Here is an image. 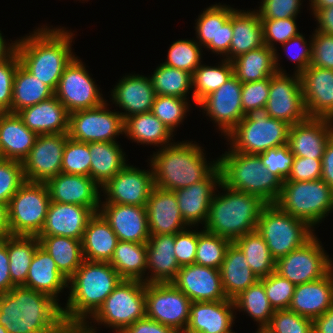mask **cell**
I'll return each instance as SVG.
<instances>
[{
    "instance_id": "1",
    "label": "cell",
    "mask_w": 333,
    "mask_h": 333,
    "mask_svg": "<svg viewBox=\"0 0 333 333\" xmlns=\"http://www.w3.org/2000/svg\"><path fill=\"white\" fill-rule=\"evenodd\" d=\"M122 280L109 262L84 259L68 279L70 294L65 307H62L66 325L69 328H81L85 333H96L97 327L87 319L98 311Z\"/></svg>"
},
{
    "instance_id": "2",
    "label": "cell",
    "mask_w": 333,
    "mask_h": 333,
    "mask_svg": "<svg viewBox=\"0 0 333 333\" xmlns=\"http://www.w3.org/2000/svg\"><path fill=\"white\" fill-rule=\"evenodd\" d=\"M0 324L8 333H64L69 328L54 298L24 286L0 294Z\"/></svg>"
},
{
    "instance_id": "3",
    "label": "cell",
    "mask_w": 333,
    "mask_h": 333,
    "mask_svg": "<svg viewBox=\"0 0 333 333\" xmlns=\"http://www.w3.org/2000/svg\"><path fill=\"white\" fill-rule=\"evenodd\" d=\"M73 36L64 27H38L29 36H23L16 42L20 64L55 91L65 67L75 57L71 48Z\"/></svg>"
},
{
    "instance_id": "4",
    "label": "cell",
    "mask_w": 333,
    "mask_h": 333,
    "mask_svg": "<svg viewBox=\"0 0 333 333\" xmlns=\"http://www.w3.org/2000/svg\"><path fill=\"white\" fill-rule=\"evenodd\" d=\"M193 141L174 142L150 157L154 185L176 191L205 180L217 167L218 159L207 162L204 149Z\"/></svg>"
},
{
    "instance_id": "5",
    "label": "cell",
    "mask_w": 333,
    "mask_h": 333,
    "mask_svg": "<svg viewBox=\"0 0 333 333\" xmlns=\"http://www.w3.org/2000/svg\"><path fill=\"white\" fill-rule=\"evenodd\" d=\"M224 193H215L208 211L204 230L230 240L256 231L263 208L267 205L261 198L226 187L218 186Z\"/></svg>"
},
{
    "instance_id": "6",
    "label": "cell",
    "mask_w": 333,
    "mask_h": 333,
    "mask_svg": "<svg viewBox=\"0 0 333 333\" xmlns=\"http://www.w3.org/2000/svg\"><path fill=\"white\" fill-rule=\"evenodd\" d=\"M217 159L223 185L258 196L267 204H275L283 182L267 171L259 155L228 148V152Z\"/></svg>"
},
{
    "instance_id": "7",
    "label": "cell",
    "mask_w": 333,
    "mask_h": 333,
    "mask_svg": "<svg viewBox=\"0 0 333 333\" xmlns=\"http://www.w3.org/2000/svg\"><path fill=\"white\" fill-rule=\"evenodd\" d=\"M289 129L288 123L270 117L266 107H261L245 113L224 138L233 151L258 155L288 144Z\"/></svg>"
},
{
    "instance_id": "8",
    "label": "cell",
    "mask_w": 333,
    "mask_h": 333,
    "mask_svg": "<svg viewBox=\"0 0 333 333\" xmlns=\"http://www.w3.org/2000/svg\"><path fill=\"white\" fill-rule=\"evenodd\" d=\"M275 204L314 229L333 212V190L322 179L284 181Z\"/></svg>"
},
{
    "instance_id": "9",
    "label": "cell",
    "mask_w": 333,
    "mask_h": 333,
    "mask_svg": "<svg viewBox=\"0 0 333 333\" xmlns=\"http://www.w3.org/2000/svg\"><path fill=\"white\" fill-rule=\"evenodd\" d=\"M256 230L265 240L275 261L302 247L315 235V229L276 204H267L263 208Z\"/></svg>"
},
{
    "instance_id": "10",
    "label": "cell",
    "mask_w": 333,
    "mask_h": 333,
    "mask_svg": "<svg viewBox=\"0 0 333 333\" xmlns=\"http://www.w3.org/2000/svg\"><path fill=\"white\" fill-rule=\"evenodd\" d=\"M50 203L45 183L25 181L7 205L10 235L38 236Z\"/></svg>"
},
{
    "instance_id": "11",
    "label": "cell",
    "mask_w": 333,
    "mask_h": 333,
    "mask_svg": "<svg viewBox=\"0 0 333 333\" xmlns=\"http://www.w3.org/2000/svg\"><path fill=\"white\" fill-rule=\"evenodd\" d=\"M145 284L138 280H122L89 320L111 327L116 333L125 331L146 316Z\"/></svg>"
},
{
    "instance_id": "12",
    "label": "cell",
    "mask_w": 333,
    "mask_h": 333,
    "mask_svg": "<svg viewBox=\"0 0 333 333\" xmlns=\"http://www.w3.org/2000/svg\"><path fill=\"white\" fill-rule=\"evenodd\" d=\"M314 235L302 247L277 259L275 272L295 286L325 277L333 269V260Z\"/></svg>"
},
{
    "instance_id": "13",
    "label": "cell",
    "mask_w": 333,
    "mask_h": 333,
    "mask_svg": "<svg viewBox=\"0 0 333 333\" xmlns=\"http://www.w3.org/2000/svg\"><path fill=\"white\" fill-rule=\"evenodd\" d=\"M192 301L174 284L146 283V316L177 333H184L187 327Z\"/></svg>"
},
{
    "instance_id": "14",
    "label": "cell",
    "mask_w": 333,
    "mask_h": 333,
    "mask_svg": "<svg viewBox=\"0 0 333 333\" xmlns=\"http://www.w3.org/2000/svg\"><path fill=\"white\" fill-rule=\"evenodd\" d=\"M103 104L74 111L69 114L68 137L78 142H117L115 137L124 134V119L119 111L113 112Z\"/></svg>"
},
{
    "instance_id": "15",
    "label": "cell",
    "mask_w": 333,
    "mask_h": 333,
    "mask_svg": "<svg viewBox=\"0 0 333 333\" xmlns=\"http://www.w3.org/2000/svg\"><path fill=\"white\" fill-rule=\"evenodd\" d=\"M81 59L74 57L65 67L64 72L54 91L56 98L65 106L69 113L91 109L103 104V94L95 84Z\"/></svg>"
},
{
    "instance_id": "16",
    "label": "cell",
    "mask_w": 333,
    "mask_h": 333,
    "mask_svg": "<svg viewBox=\"0 0 333 333\" xmlns=\"http://www.w3.org/2000/svg\"><path fill=\"white\" fill-rule=\"evenodd\" d=\"M266 109L268 115L284 121L290 126L308 118L299 74L276 72L270 77L269 98Z\"/></svg>"
},
{
    "instance_id": "17",
    "label": "cell",
    "mask_w": 333,
    "mask_h": 333,
    "mask_svg": "<svg viewBox=\"0 0 333 333\" xmlns=\"http://www.w3.org/2000/svg\"><path fill=\"white\" fill-rule=\"evenodd\" d=\"M68 133L40 134L29 155L22 161L25 181L46 183L61 173Z\"/></svg>"
},
{
    "instance_id": "18",
    "label": "cell",
    "mask_w": 333,
    "mask_h": 333,
    "mask_svg": "<svg viewBox=\"0 0 333 333\" xmlns=\"http://www.w3.org/2000/svg\"><path fill=\"white\" fill-rule=\"evenodd\" d=\"M153 187L152 168L141 170L127 164L101 187V191L106 195L103 194L101 196H104L106 201L104 200L100 203L146 206Z\"/></svg>"
},
{
    "instance_id": "19",
    "label": "cell",
    "mask_w": 333,
    "mask_h": 333,
    "mask_svg": "<svg viewBox=\"0 0 333 333\" xmlns=\"http://www.w3.org/2000/svg\"><path fill=\"white\" fill-rule=\"evenodd\" d=\"M236 9L216 3L203 10L198 15L195 23L197 43L201 47L219 54L221 57L229 53V47L233 37L232 13Z\"/></svg>"
},
{
    "instance_id": "20",
    "label": "cell",
    "mask_w": 333,
    "mask_h": 333,
    "mask_svg": "<svg viewBox=\"0 0 333 333\" xmlns=\"http://www.w3.org/2000/svg\"><path fill=\"white\" fill-rule=\"evenodd\" d=\"M242 83L233 75L226 83L206 96L198 105L225 137L245 116L241 103Z\"/></svg>"
},
{
    "instance_id": "21",
    "label": "cell",
    "mask_w": 333,
    "mask_h": 333,
    "mask_svg": "<svg viewBox=\"0 0 333 333\" xmlns=\"http://www.w3.org/2000/svg\"><path fill=\"white\" fill-rule=\"evenodd\" d=\"M192 302L228 299L224 293L219 269L196 263L181 266L171 282Z\"/></svg>"
},
{
    "instance_id": "22",
    "label": "cell",
    "mask_w": 333,
    "mask_h": 333,
    "mask_svg": "<svg viewBox=\"0 0 333 333\" xmlns=\"http://www.w3.org/2000/svg\"><path fill=\"white\" fill-rule=\"evenodd\" d=\"M45 184L52 202L82 205L99 212L101 187L90 177L59 173Z\"/></svg>"
},
{
    "instance_id": "23",
    "label": "cell",
    "mask_w": 333,
    "mask_h": 333,
    "mask_svg": "<svg viewBox=\"0 0 333 333\" xmlns=\"http://www.w3.org/2000/svg\"><path fill=\"white\" fill-rule=\"evenodd\" d=\"M99 213L109 223L119 241L148 242L150 232L145 206L100 203Z\"/></svg>"
},
{
    "instance_id": "24",
    "label": "cell",
    "mask_w": 333,
    "mask_h": 333,
    "mask_svg": "<svg viewBox=\"0 0 333 333\" xmlns=\"http://www.w3.org/2000/svg\"><path fill=\"white\" fill-rule=\"evenodd\" d=\"M333 136V120L308 117L290 126L288 145L297 157L322 159L327 142Z\"/></svg>"
},
{
    "instance_id": "25",
    "label": "cell",
    "mask_w": 333,
    "mask_h": 333,
    "mask_svg": "<svg viewBox=\"0 0 333 333\" xmlns=\"http://www.w3.org/2000/svg\"><path fill=\"white\" fill-rule=\"evenodd\" d=\"M300 77L308 117L333 120V70L310 65Z\"/></svg>"
},
{
    "instance_id": "26",
    "label": "cell",
    "mask_w": 333,
    "mask_h": 333,
    "mask_svg": "<svg viewBox=\"0 0 333 333\" xmlns=\"http://www.w3.org/2000/svg\"><path fill=\"white\" fill-rule=\"evenodd\" d=\"M150 235L175 234L190 227L183 219L174 191L154 185L146 202Z\"/></svg>"
},
{
    "instance_id": "27",
    "label": "cell",
    "mask_w": 333,
    "mask_h": 333,
    "mask_svg": "<svg viewBox=\"0 0 333 333\" xmlns=\"http://www.w3.org/2000/svg\"><path fill=\"white\" fill-rule=\"evenodd\" d=\"M220 183L221 174L217 167L205 180L174 191L180 213L191 229L200 223L205 225L211 200Z\"/></svg>"
},
{
    "instance_id": "28",
    "label": "cell",
    "mask_w": 333,
    "mask_h": 333,
    "mask_svg": "<svg viewBox=\"0 0 333 333\" xmlns=\"http://www.w3.org/2000/svg\"><path fill=\"white\" fill-rule=\"evenodd\" d=\"M111 101L122 108L123 119L132 115L151 112L156 97L150 76L125 75L111 91Z\"/></svg>"
},
{
    "instance_id": "29",
    "label": "cell",
    "mask_w": 333,
    "mask_h": 333,
    "mask_svg": "<svg viewBox=\"0 0 333 333\" xmlns=\"http://www.w3.org/2000/svg\"><path fill=\"white\" fill-rule=\"evenodd\" d=\"M233 299L192 302L184 333H228L235 323ZM235 312V313H234ZM235 314V315H234Z\"/></svg>"
},
{
    "instance_id": "30",
    "label": "cell",
    "mask_w": 333,
    "mask_h": 333,
    "mask_svg": "<svg viewBox=\"0 0 333 333\" xmlns=\"http://www.w3.org/2000/svg\"><path fill=\"white\" fill-rule=\"evenodd\" d=\"M94 214L89 207L51 201L38 236H64L82 240L88 220Z\"/></svg>"
},
{
    "instance_id": "31",
    "label": "cell",
    "mask_w": 333,
    "mask_h": 333,
    "mask_svg": "<svg viewBox=\"0 0 333 333\" xmlns=\"http://www.w3.org/2000/svg\"><path fill=\"white\" fill-rule=\"evenodd\" d=\"M333 305V269L318 280L296 285L288 309L314 320Z\"/></svg>"
},
{
    "instance_id": "32",
    "label": "cell",
    "mask_w": 333,
    "mask_h": 333,
    "mask_svg": "<svg viewBox=\"0 0 333 333\" xmlns=\"http://www.w3.org/2000/svg\"><path fill=\"white\" fill-rule=\"evenodd\" d=\"M69 114L55 95L17 112L23 123L37 135L68 133Z\"/></svg>"
},
{
    "instance_id": "33",
    "label": "cell",
    "mask_w": 333,
    "mask_h": 333,
    "mask_svg": "<svg viewBox=\"0 0 333 333\" xmlns=\"http://www.w3.org/2000/svg\"><path fill=\"white\" fill-rule=\"evenodd\" d=\"M146 244L149 271L146 283L172 282L181 268L174 252L175 234L150 235Z\"/></svg>"
},
{
    "instance_id": "34",
    "label": "cell",
    "mask_w": 333,
    "mask_h": 333,
    "mask_svg": "<svg viewBox=\"0 0 333 333\" xmlns=\"http://www.w3.org/2000/svg\"><path fill=\"white\" fill-rule=\"evenodd\" d=\"M38 135L31 131L17 113L0 112V151L2 158L22 162Z\"/></svg>"
},
{
    "instance_id": "35",
    "label": "cell",
    "mask_w": 333,
    "mask_h": 333,
    "mask_svg": "<svg viewBox=\"0 0 333 333\" xmlns=\"http://www.w3.org/2000/svg\"><path fill=\"white\" fill-rule=\"evenodd\" d=\"M23 286L43 292L59 302L58 295L68 287V279L58 270L55 261L47 251L39 245Z\"/></svg>"
},
{
    "instance_id": "36",
    "label": "cell",
    "mask_w": 333,
    "mask_h": 333,
    "mask_svg": "<svg viewBox=\"0 0 333 333\" xmlns=\"http://www.w3.org/2000/svg\"><path fill=\"white\" fill-rule=\"evenodd\" d=\"M233 37L229 53L225 56L232 61L237 56L264 45L263 27L259 13L255 10H236L232 13Z\"/></svg>"
},
{
    "instance_id": "37",
    "label": "cell",
    "mask_w": 333,
    "mask_h": 333,
    "mask_svg": "<svg viewBox=\"0 0 333 333\" xmlns=\"http://www.w3.org/2000/svg\"><path fill=\"white\" fill-rule=\"evenodd\" d=\"M118 237L98 212L89 220L82 238L83 258L89 261L110 262Z\"/></svg>"
},
{
    "instance_id": "38",
    "label": "cell",
    "mask_w": 333,
    "mask_h": 333,
    "mask_svg": "<svg viewBox=\"0 0 333 333\" xmlns=\"http://www.w3.org/2000/svg\"><path fill=\"white\" fill-rule=\"evenodd\" d=\"M219 271L224 293L229 299H234L259 280L250 269L244 253L234 243L228 247Z\"/></svg>"
},
{
    "instance_id": "39",
    "label": "cell",
    "mask_w": 333,
    "mask_h": 333,
    "mask_svg": "<svg viewBox=\"0 0 333 333\" xmlns=\"http://www.w3.org/2000/svg\"><path fill=\"white\" fill-rule=\"evenodd\" d=\"M88 145L89 177L102 187L127 165L126 154L118 142H91Z\"/></svg>"
},
{
    "instance_id": "40",
    "label": "cell",
    "mask_w": 333,
    "mask_h": 333,
    "mask_svg": "<svg viewBox=\"0 0 333 333\" xmlns=\"http://www.w3.org/2000/svg\"><path fill=\"white\" fill-rule=\"evenodd\" d=\"M124 134L140 144L163 148L174 142V135L152 112L132 115L124 119Z\"/></svg>"
},
{
    "instance_id": "41",
    "label": "cell",
    "mask_w": 333,
    "mask_h": 333,
    "mask_svg": "<svg viewBox=\"0 0 333 333\" xmlns=\"http://www.w3.org/2000/svg\"><path fill=\"white\" fill-rule=\"evenodd\" d=\"M231 62L233 75L241 83L261 81L277 72L275 51L266 45L241 54Z\"/></svg>"
},
{
    "instance_id": "42",
    "label": "cell",
    "mask_w": 333,
    "mask_h": 333,
    "mask_svg": "<svg viewBox=\"0 0 333 333\" xmlns=\"http://www.w3.org/2000/svg\"><path fill=\"white\" fill-rule=\"evenodd\" d=\"M109 264L123 280H138L146 283L147 244L118 241Z\"/></svg>"
},
{
    "instance_id": "43",
    "label": "cell",
    "mask_w": 333,
    "mask_h": 333,
    "mask_svg": "<svg viewBox=\"0 0 333 333\" xmlns=\"http://www.w3.org/2000/svg\"><path fill=\"white\" fill-rule=\"evenodd\" d=\"M40 246L55 261L58 270L69 279L84 261L82 240L64 236H37Z\"/></svg>"
},
{
    "instance_id": "44",
    "label": "cell",
    "mask_w": 333,
    "mask_h": 333,
    "mask_svg": "<svg viewBox=\"0 0 333 333\" xmlns=\"http://www.w3.org/2000/svg\"><path fill=\"white\" fill-rule=\"evenodd\" d=\"M54 96V91L33 77L21 64L18 65L13 81L11 113L40 103Z\"/></svg>"
},
{
    "instance_id": "45",
    "label": "cell",
    "mask_w": 333,
    "mask_h": 333,
    "mask_svg": "<svg viewBox=\"0 0 333 333\" xmlns=\"http://www.w3.org/2000/svg\"><path fill=\"white\" fill-rule=\"evenodd\" d=\"M39 245L37 236H7L10 277L15 286H23L26 283L30 264Z\"/></svg>"
},
{
    "instance_id": "46",
    "label": "cell",
    "mask_w": 333,
    "mask_h": 333,
    "mask_svg": "<svg viewBox=\"0 0 333 333\" xmlns=\"http://www.w3.org/2000/svg\"><path fill=\"white\" fill-rule=\"evenodd\" d=\"M233 302L235 310L244 311L248 314L247 316L259 323L256 333H262L269 325L274 309L269 303L265 288L260 280L239 293Z\"/></svg>"
},
{
    "instance_id": "47",
    "label": "cell",
    "mask_w": 333,
    "mask_h": 333,
    "mask_svg": "<svg viewBox=\"0 0 333 333\" xmlns=\"http://www.w3.org/2000/svg\"><path fill=\"white\" fill-rule=\"evenodd\" d=\"M245 255L250 269L260 279L275 272V259L258 233H247L233 242Z\"/></svg>"
},
{
    "instance_id": "48",
    "label": "cell",
    "mask_w": 333,
    "mask_h": 333,
    "mask_svg": "<svg viewBox=\"0 0 333 333\" xmlns=\"http://www.w3.org/2000/svg\"><path fill=\"white\" fill-rule=\"evenodd\" d=\"M216 66L200 64L192 74V98L199 104L206 96L216 91L233 76L232 62L221 59Z\"/></svg>"
},
{
    "instance_id": "49",
    "label": "cell",
    "mask_w": 333,
    "mask_h": 333,
    "mask_svg": "<svg viewBox=\"0 0 333 333\" xmlns=\"http://www.w3.org/2000/svg\"><path fill=\"white\" fill-rule=\"evenodd\" d=\"M156 95L187 98L192 88V74L161 63L150 77Z\"/></svg>"
},
{
    "instance_id": "50",
    "label": "cell",
    "mask_w": 333,
    "mask_h": 333,
    "mask_svg": "<svg viewBox=\"0 0 333 333\" xmlns=\"http://www.w3.org/2000/svg\"><path fill=\"white\" fill-rule=\"evenodd\" d=\"M231 243L230 240L209 233L204 229L198 231L195 263L205 267L220 269Z\"/></svg>"
},
{
    "instance_id": "51",
    "label": "cell",
    "mask_w": 333,
    "mask_h": 333,
    "mask_svg": "<svg viewBox=\"0 0 333 333\" xmlns=\"http://www.w3.org/2000/svg\"><path fill=\"white\" fill-rule=\"evenodd\" d=\"M202 47L196 40L180 39L173 42L168 49L166 66L187 71L191 74L200 66Z\"/></svg>"
},
{
    "instance_id": "52",
    "label": "cell",
    "mask_w": 333,
    "mask_h": 333,
    "mask_svg": "<svg viewBox=\"0 0 333 333\" xmlns=\"http://www.w3.org/2000/svg\"><path fill=\"white\" fill-rule=\"evenodd\" d=\"M297 18L287 19H260L263 27V40L264 45L275 51V67L277 72L285 73L284 69L280 67L279 54H277V47L275 42L281 45L287 42L292 37L300 34L297 28Z\"/></svg>"
},
{
    "instance_id": "53",
    "label": "cell",
    "mask_w": 333,
    "mask_h": 333,
    "mask_svg": "<svg viewBox=\"0 0 333 333\" xmlns=\"http://www.w3.org/2000/svg\"><path fill=\"white\" fill-rule=\"evenodd\" d=\"M188 99L175 96L156 95L151 112L173 133L189 112Z\"/></svg>"
},
{
    "instance_id": "54",
    "label": "cell",
    "mask_w": 333,
    "mask_h": 333,
    "mask_svg": "<svg viewBox=\"0 0 333 333\" xmlns=\"http://www.w3.org/2000/svg\"><path fill=\"white\" fill-rule=\"evenodd\" d=\"M90 150L88 143L68 138L65 143L61 173L77 174L89 177Z\"/></svg>"
},
{
    "instance_id": "55",
    "label": "cell",
    "mask_w": 333,
    "mask_h": 333,
    "mask_svg": "<svg viewBox=\"0 0 333 333\" xmlns=\"http://www.w3.org/2000/svg\"><path fill=\"white\" fill-rule=\"evenodd\" d=\"M262 333H313V320L290 309L276 310Z\"/></svg>"
},
{
    "instance_id": "56",
    "label": "cell",
    "mask_w": 333,
    "mask_h": 333,
    "mask_svg": "<svg viewBox=\"0 0 333 333\" xmlns=\"http://www.w3.org/2000/svg\"><path fill=\"white\" fill-rule=\"evenodd\" d=\"M25 182L22 162L0 159V203L8 205L11 197Z\"/></svg>"
},
{
    "instance_id": "57",
    "label": "cell",
    "mask_w": 333,
    "mask_h": 333,
    "mask_svg": "<svg viewBox=\"0 0 333 333\" xmlns=\"http://www.w3.org/2000/svg\"><path fill=\"white\" fill-rule=\"evenodd\" d=\"M259 280L263 283L267 298L274 311L289 308L295 289L293 283L276 272Z\"/></svg>"
},
{
    "instance_id": "58",
    "label": "cell",
    "mask_w": 333,
    "mask_h": 333,
    "mask_svg": "<svg viewBox=\"0 0 333 333\" xmlns=\"http://www.w3.org/2000/svg\"><path fill=\"white\" fill-rule=\"evenodd\" d=\"M258 155L268 172L277 176L282 182L288 178L295 157L288 144L271 148Z\"/></svg>"
},
{
    "instance_id": "59",
    "label": "cell",
    "mask_w": 333,
    "mask_h": 333,
    "mask_svg": "<svg viewBox=\"0 0 333 333\" xmlns=\"http://www.w3.org/2000/svg\"><path fill=\"white\" fill-rule=\"evenodd\" d=\"M310 38L311 39L308 41V44L303 34L300 33L299 35L292 37L287 42L282 44L283 50L284 52H287L286 56L289 58V60L293 61L294 63L296 62V71L294 72L295 74L301 75L311 64L312 36ZM296 48L299 49L297 50Z\"/></svg>"
},
{
    "instance_id": "60",
    "label": "cell",
    "mask_w": 333,
    "mask_h": 333,
    "mask_svg": "<svg viewBox=\"0 0 333 333\" xmlns=\"http://www.w3.org/2000/svg\"><path fill=\"white\" fill-rule=\"evenodd\" d=\"M19 64L20 59L16 52L0 63V112H11L13 81Z\"/></svg>"
},
{
    "instance_id": "61",
    "label": "cell",
    "mask_w": 333,
    "mask_h": 333,
    "mask_svg": "<svg viewBox=\"0 0 333 333\" xmlns=\"http://www.w3.org/2000/svg\"><path fill=\"white\" fill-rule=\"evenodd\" d=\"M270 77L255 82L242 83L241 103L244 113L266 107L269 98Z\"/></svg>"
},
{
    "instance_id": "62",
    "label": "cell",
    "mask_w": 333,
    "mask_h": 333,
    "mask_svg": "<svg viewBox=\"0 0 333 333\" xmlns=\"http://www.w3.org/2000/svg\"><path fill=\"white\" fill-rule=\"evenodd\" d=\"M301 0H262L256 11L260 19L296 18L300 12Z\"/></svg>"
},
{
    "instance_id": "63",
    "label": "cell",
    "mask_w": 333,
    "mask_h": 333,
    "mask_svg": "<svg viewBox=\"0 0 333 333\" xmlns=\"http://www.w3.org/2000/svg\"><path fill=\"white\" fill-rule=\"evenodd\" d=\"M311 66L333 70V35L316 31L312 34Z\"/></svg>"
},
{
    "instance_id": "64",
    "label": "cell",
    "mask_w": 333,
    "mask_h": 333,
    "mask_svg": "<svg viewBox=\"0 0 333 333\" xmlns=\"http://www.w3.org/2000/svg\"><path fill=\"white\" fill-rule=\"evenodd\" d=\"M197 244L198 230L187 228L175 233L174 252L180 267L195 263Z\"/></svg>"
},
{
    "instance_id": "65",
    "label": "cell",
    "mask_w": 333,
    "mask_h": 333,
    "mask_svg": "<svg viewBox=\"0 0 333 333\" xmlns=\"http://www.w3.org/2000/svg\"><path fill=\"white\" fill-rule=\"evenodd\" d=\"M322 159L294 157L291 172L285 181H312L321 178Z\"/></svg>"
},
{
    "instance_id": "66",
    "label": "cell",
    "mask_w": 333,
    "mask_h": 333,
    "mask_svg": "<svg viewBox=\"0 0 333 333\" xmlns=\"http://www.w3.org/2000/svg\"><path fill=\"white\" fill-rule=\"evenodd\" d=\"M123 333H177L171 327L165 326L145 316L131 324Z\"/></svg>"
},
{
    "instance_id": "67",
    "label": "cell",
    "mask_w": 333,
    "mask_h": 333,
    "mask_svg": "<svg viewBox=\"0 0 333 333\" xmlns=\"http://www.w3.org/2000/svg\"><path fill=\"white\" fill-rule=\"evenodd\" d=\"M14 286L10 277L6 236L0 239V294L9 292Z\"/></svg>"
},
{
    "instance_id": "68",
    "label": "cell",
    "mask_w": 333,
    "mask_h": 333,
    "mask_svg": "<svg viewBox=\"0 0 333 333\" xmlns=\"http://www.w3.org/2000/svg\"><path fill=\"white\" fill-rule=\"evenodd\" d=\"M333 190V136L327 142L322 157V174L321 178Z\"/></svg>"
},
{
    "instance_id": "69",
    "label": "cell",
    "mask_w": 333,
    "mask_h": 333,
    "mask_svg": "<svg viewBox=\"0 0 333 333\" xmlns=\"http://www.w3.org/2000/svg\"><path fill=\"white\" fill-rule=\"evenodd\" d=\"M317 20L316 31L333 35V6L326 9H312Z\"/></svg>"
},
{
    "instance_id": "70",
    "label": "cell",
    "mask_w": 333,
    "mask_h": 333,
    "mask_svg": "<svg viewBox=\"0 0 333 333\" xmlns=\"http://www.w3.org/2000/svg\"><path fill=\"white\" fill-rule=\"evenodd\" d=\"M313 333H333V305L313 320Z\"/></svg>"
},
{
    "instance_id": "71",
    "label": "cell",
    "mask_w": 333,
    "mask_h": 333,
    "mask_svg": "<svg viewBox=\"0 0 333 333\" xmlns=\"http://www.w3.org/2000/svg\"><path fill=\"white\" fill-rule=\"evenodd\" d=\"M4 37L5 36H2V33L0 31V63L5 62L16 52L17 39L15 41H12V43L9 42L8 44Z\"/></svg>"
},
{
    "instance_id": "72",
    "label": "cell",
    "mask_w": 333,
    "mask_h": 333,
    "mask_svg": "<svg viewBox=\"0 0 333 333\" xmlns=\"http://www.w3.org/2000/svg\"><path fill=\"white\" fill-rule=\"evenodd\" d=\"M10 235L7 206L0 203V239Z\"/></svg>"
},
{
    "instance_id": "73",
    "label": "cell",
    "mask_w": 333,
    "mask_h": 333,
    "mask_svg": "<svg viewBox=\"0 0 333 333\" xmlns=\"http://www.w3.org/2000/svg\"><path fill=\"white\" fill-rule=\"evenodd\" d=\"M310 9H326L333 6V0H309Z\"/></svg>"
},
{
    "instance_id": "74",
    "label": "cell",
    "mask_w": 333,
    "mask_h": 333,
    "mask_svg": "<svg viewBox=\"0 0 333 333\" xmlns=\"http://www.w3.org/2000/svg\"><path fill=\"white\" fill-rule=\"evenodd\" d=\"M64 333H85L81 328H68Z\"/></svg>"
},
{
    "instance_id": "75",
    "label": "cell",
    "mask_w": 333,
    "mask_h": 333,
    "mask_svg": "<svg viewBox=\"0 0 333 333\" xmlns=\"http://www.w3.org/2000/svg\"><path fill=\"white\" fill-rule=\"evenodd\" d=\"M0 333H8L7 330L0 324Z\"/></svg>"
}]
</instances>
